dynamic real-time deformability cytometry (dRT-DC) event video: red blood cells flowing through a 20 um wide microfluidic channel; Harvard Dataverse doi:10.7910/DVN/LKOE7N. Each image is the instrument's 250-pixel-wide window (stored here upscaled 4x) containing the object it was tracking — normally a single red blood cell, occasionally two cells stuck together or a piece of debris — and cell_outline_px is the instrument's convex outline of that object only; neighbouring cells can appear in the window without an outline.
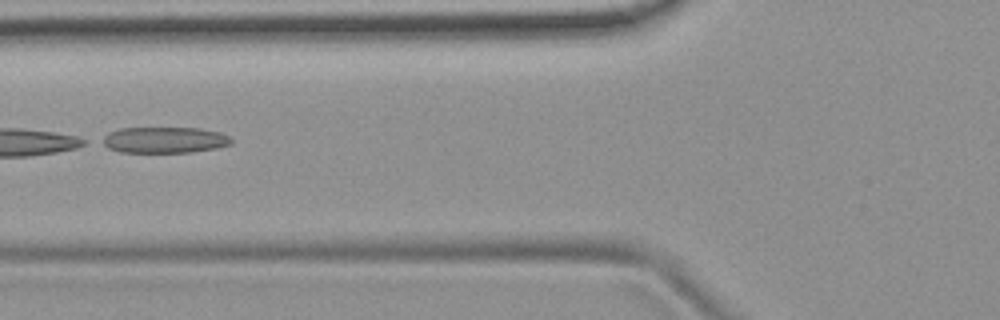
{"species": "common noctule bat (a hibernating species)", "species_latin": "Nyctalus noctula", "temperature_condition": "room temperature", "stored_images_in_passage": 4, "camera_frame_rate_fps": 3000, "um_per_image_px": 0.085, "animal": {"sex": "female", "body_mass_g": 19.9}, "frame": {"image": 1, "passage_image": 3, "time_ms": 2.333, "image_size_px": [1000, 320], "cell_outline_px": [[232, 144], [216, 148], [192, 152], [120, 152], [108, 148], [100, 144], [96, 140], [108, 132], [120, 128], [200, 128], [220, 132], [228, 136], [232, 140]], "centroid_in_image_um": [13.9, 11.89], "position_along_channel_um": 111.9, "area_um2": 19.94}}
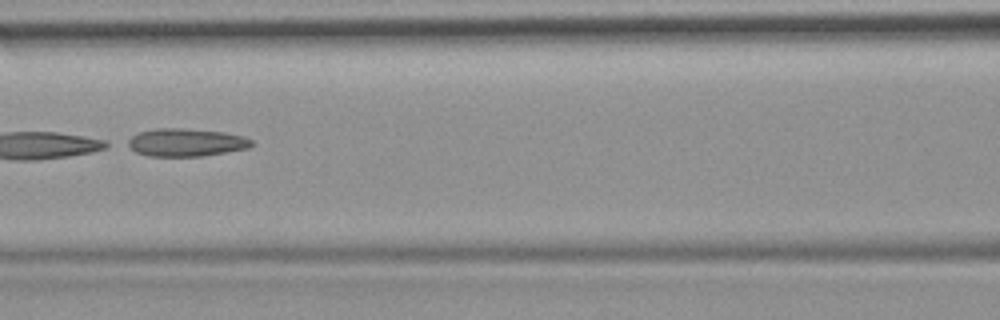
{"frame": {"image": 2, "passage_image": 4, "time_ms": 3.333, "image_size_px": [1000, 320], "cell_outline_px": [[252, 144], [248, 148], [204, 156], [148, 156], [136, 152], [124, 144], [124, 140], [140, 132], [156, 128], [184, 128], [224, 132], [244, 136], [252, 140]], "centroid_in_image_um": [15.76, 12.1], "position_along_channel_um": 150.8, "area_um2": 20.29}}